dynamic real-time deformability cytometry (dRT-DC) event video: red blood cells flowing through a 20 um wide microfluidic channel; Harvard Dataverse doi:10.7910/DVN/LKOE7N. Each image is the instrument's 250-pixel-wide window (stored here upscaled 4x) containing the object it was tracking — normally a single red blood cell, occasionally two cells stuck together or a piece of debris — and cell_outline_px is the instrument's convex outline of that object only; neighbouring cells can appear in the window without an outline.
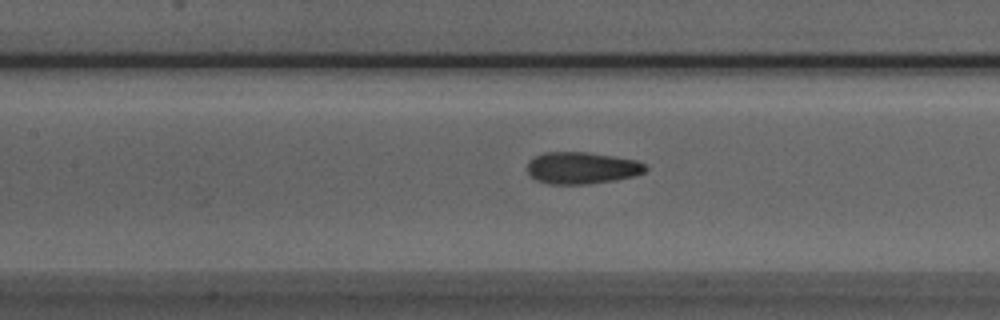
{"species": "Egyptian fruit bat (a non-hibernating species)", "species_latin": "Rousettus aegyptiacus", "temperature_condition": "room temperature", "stored_images_in_passage": 33, "camera_frame_rate_fps": 3000, "um_per_image_px": 0.085, "animal": {"sex": "male"}, "frame": {"image": 1, "passage_image": 11, "time_ms": 3.333, "image_size_px": [1000, 320], "cell_outline_px": [[648, 168], [644, 172], [636, 176], [616, 180], [588, 184], [548, 184], [536, 180], [528, 176], [528, 160], [544, 152], [588, 152], [636, 160], [644, 164]], "centroid_in_image_um": [49.44, 14.28], "position_along_channel_um": 158.0, "area_um2": 22.14}}
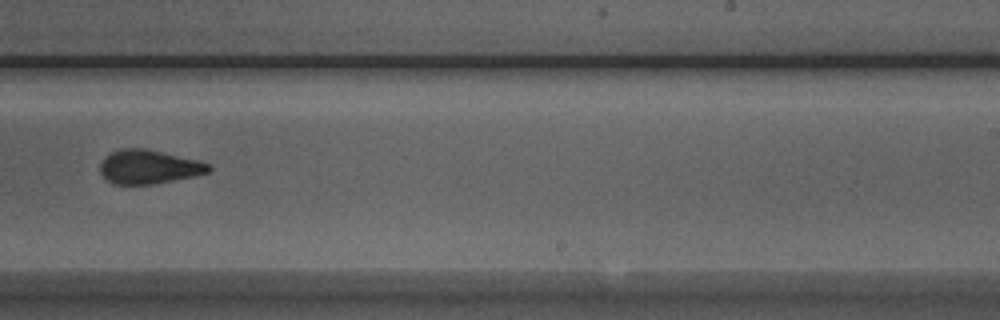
{"frame": {"image": 2, "passage_image": 20, "time_ms": 6.333, "image_size_px": [1000, 320], "cell_outline_px": [[212, 168], [208, 172], [192, 176], [156, 184], [112, 184], [100, 172], [100, 164], [104, 156], [120, 148], [144, 148], [200, 160], [208, 164]], "centroid_in_image_um": [12.63, 14.17], "position_along_channel_um": 276.4, "area_um2": 21.44}}
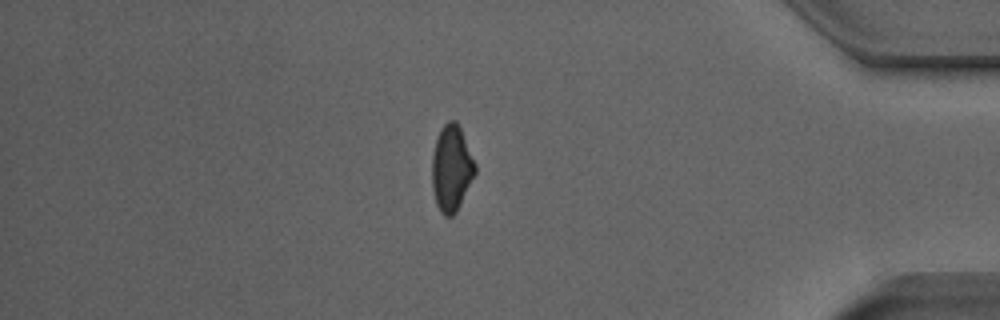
{"frame": {"image": 3, "passage_image": 32, "time_ms": 10.333, "image_size_px": [1000, 320], "cell_outline_px": [[476, 172], [456, 212], [452, 216], [444, 216], [440, 212], [436, 204], [432, 188], [432, 156], [436, 140], [440, 128], [448, 120], [456, 120], [460, 128], [476, 164]], "centroid_in_image_um": [38.36, 14.3], "position_along_channel_um": 396.8, "area_um2": 21.56}}